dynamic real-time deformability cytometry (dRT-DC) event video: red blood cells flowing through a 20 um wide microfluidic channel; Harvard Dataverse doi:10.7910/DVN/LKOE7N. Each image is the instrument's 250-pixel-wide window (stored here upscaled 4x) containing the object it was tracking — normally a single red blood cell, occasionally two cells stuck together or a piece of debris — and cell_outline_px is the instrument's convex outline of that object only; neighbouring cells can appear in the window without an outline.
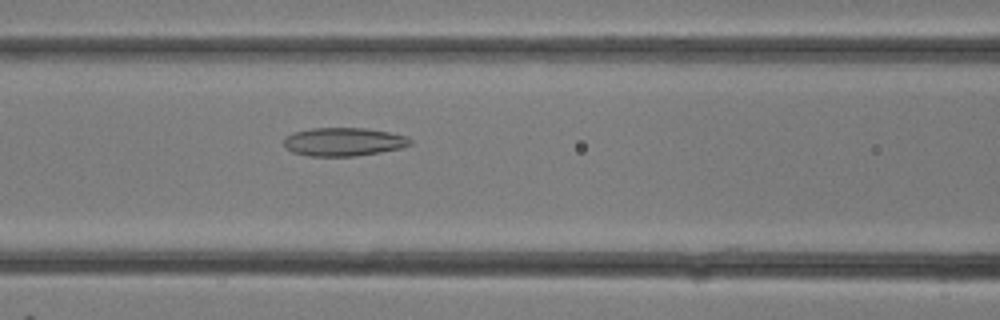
{"species": "common noctule bat (a hibernating species)", "species_latin": "Nyctalus noctula", "temperature_condition": "room temperature", "stored_images_in_passage": 22, "camera_frame_rate_fps": 3000, "um_per_image_px": 0.085, "animal": {"sex": "female"}, "frame": {"image": 1, "passage_image": 13, "time_ms": 4.0, "image_size_px": [1000, 320], "cell_outline_px": [[412, 144], [400, 148], [380, 152], [356, 156], [308, 156], [292, 152], [284, 144], [284, 136], [296, 132], [312, 128], [364, 128], [388, 132], [408, 136], [412, 140]], "centroid_in_image_um": [29.22, 12.05], "position_along_channel_um": 137.4, "area_um2": 20.87}}
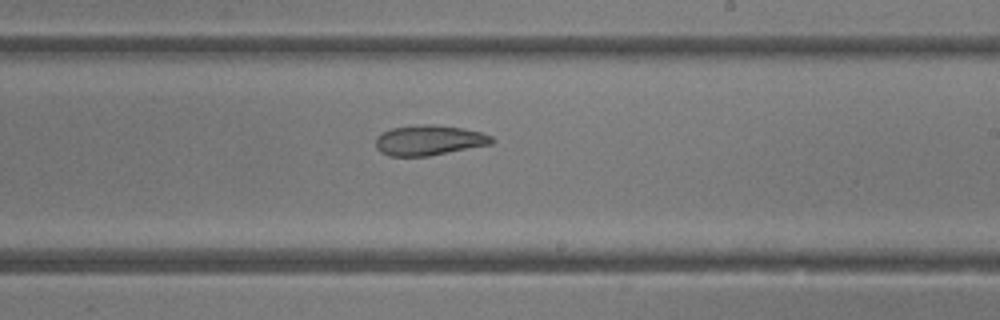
{"frame": {"image": 2, "passage_image": 18, "time_ms": 5.667, "image_size_px": [1000, 320], "cell_outline_px": [[496, 140], [492, 144], [428, 156], [388, 156], [380, 152], [376, 148], [376, 136], [392, 128], [420, 124], [432, 124], [460, 128], [480, 132], [492, 136]], "centroid_in_image_um": [36.46, 11.93], "position_along_channel_um": 252.5, "area_um2": 20.4}}
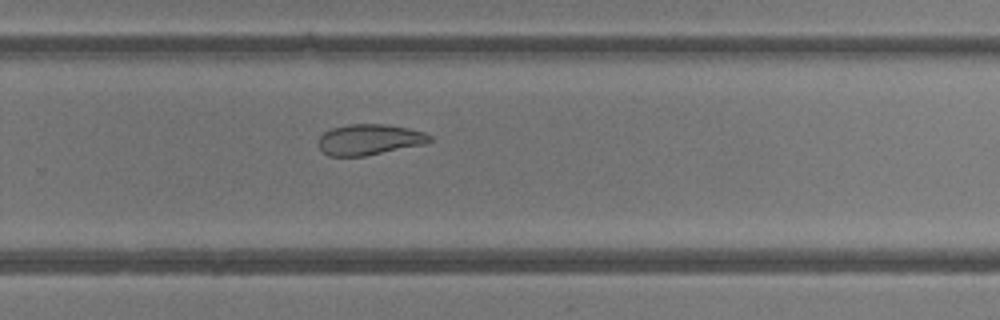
{"frame": {"image": 3, "passage_image": 20, "time_ms": 6.333, "image_size_px": [1000, 320], "cell_outline_px": [[432, 140], [424, 144], [364, 156], [328, 156], [320, 148], [320, 136], [324, 132], [332, 128], [348, 124], [384, 124], [408, 128], [424, 132], [432, 136]], "centroid_in_image_um": [31.41, 11.86], "position_along_channel_um": 298.4, "area_um2": 19.77}}